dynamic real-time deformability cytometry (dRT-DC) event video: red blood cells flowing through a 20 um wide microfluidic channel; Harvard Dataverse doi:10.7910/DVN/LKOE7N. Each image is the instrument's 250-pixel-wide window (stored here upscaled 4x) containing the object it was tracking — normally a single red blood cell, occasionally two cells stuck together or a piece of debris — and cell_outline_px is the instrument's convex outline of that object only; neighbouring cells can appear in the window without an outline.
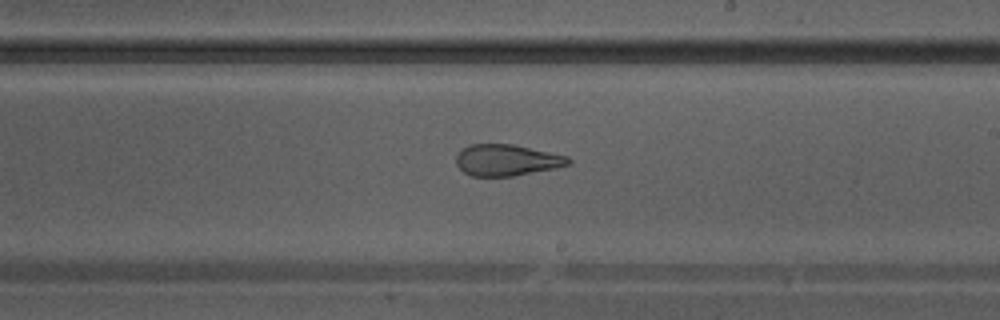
{"species": "Egyptian fruit bat (a non-hibernating species)", "species_latin": "Rousettus aegyptiacus", "temperature_condition": "warm", "stored_images_in_passage": 38, "camera_frame_rate_fps": 3000, "um_per_image_px": 0.085, "animal": {"sex": "male"}, "frame": {"image": 1, "passage_image": 22, "time_ms": 7.0, "image_size_px": [1000, 320], "cell_outline_px": [[572, 164], [556, 168], [512, 176], [472, 176], [464, 172], [456, 164], [456, 156], [468, 144], [512, 144], [568, 156], [572, 160]], "centroid_in_image_um": [43.1, 13.61], "position_along_channel_um": 245.9, "area_um2": 20.46}}